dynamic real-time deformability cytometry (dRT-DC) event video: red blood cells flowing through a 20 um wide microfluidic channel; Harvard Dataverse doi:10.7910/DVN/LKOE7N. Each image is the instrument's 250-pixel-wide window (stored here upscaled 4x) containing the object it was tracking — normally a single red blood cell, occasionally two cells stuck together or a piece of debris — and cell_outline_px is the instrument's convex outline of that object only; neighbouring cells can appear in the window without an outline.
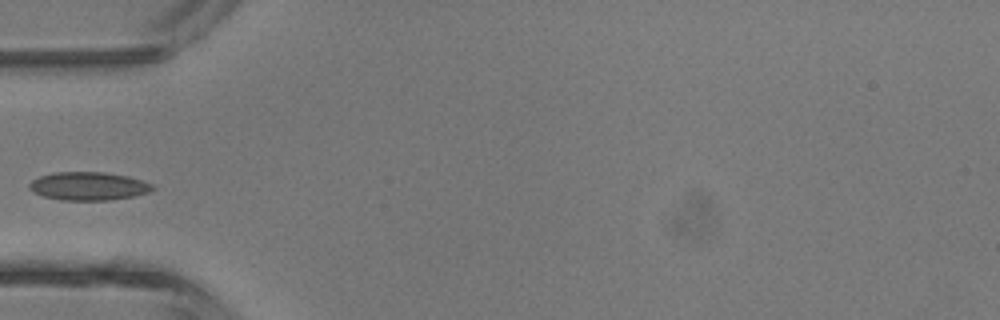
{"species": "common noctule bat (a hibernating species)", "species_latin": "Nyctalus noctula", "temperature_condition": "room temperature", "stored_images_in_passage": 4, "camera_frame_rate_fps": 3000, "um_per_image_px": 0.085, "animal": {"sex": "male", "body_mass_g": 13.3}, "frame": {"image": 1, "passage_image": 4, "time_ms": 4.333, "image_size_px": [1000, 320], "cell_outline_px": [[156, 188], [148, 192], [132, 196], [108, 200], [60, 200], [44, 196], [32, 192], [28, 188], [28, 184], [32, 180], [40, 176], [52, 172], [104, 172], [128, 176], [152, 184]], "centroid_in_image_um": [7.48, 15.81], "position_along_channel_um": 77.5, "area_um2": 20.29}}